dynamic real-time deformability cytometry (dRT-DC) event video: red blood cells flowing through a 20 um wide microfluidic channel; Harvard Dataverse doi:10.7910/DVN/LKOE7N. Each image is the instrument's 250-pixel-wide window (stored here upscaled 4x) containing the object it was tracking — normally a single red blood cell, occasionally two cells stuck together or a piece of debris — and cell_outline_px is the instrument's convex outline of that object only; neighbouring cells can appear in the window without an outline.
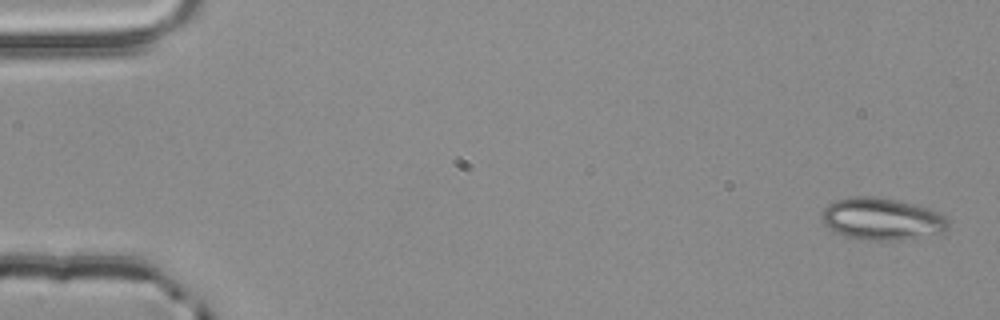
{"species": "common noctule bat (a hibernating species)", "species_latin": "Nyctalus noctula", "temperature_condition": "room temperature", "stored_images_in_passage": 31, "camera_frame_rate_fps": 3000, "um_per_image_px": 0.085, "animal": {"sex": "male", "body_mass_g": 20.4}, "frame": {"image": 1, "passage_image": 1, "time_ms": 0.0, "image_size_px": [1000, 320], "cell_outline_px": [[948, 228], [940, 236], [900, 240], [864, 240], [844, 236], [836, 232], [824, 224], [824, 208], [828, 204], [836, 200], [852, 196], [876, 196], [896, 200], [928, 208], [940, 212], [948, 220]], "centroid_in_image_um": [75.04, 18.63], "position_along_channel_um": 10.0, "area_um2": 31.33}}
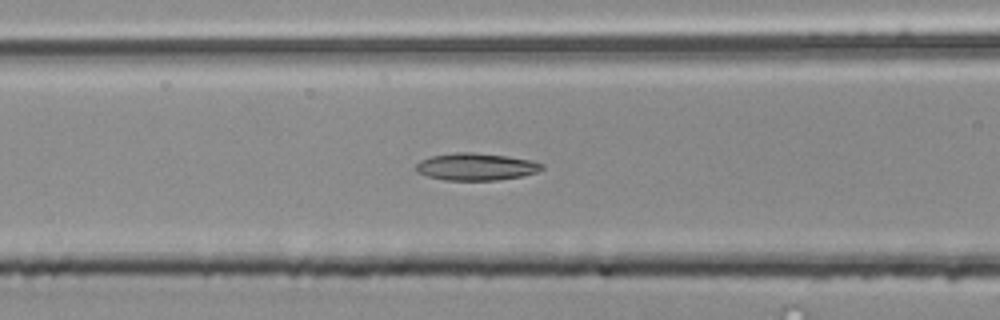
{"frame": {"image": 2, "passage_image": 22, "time_ms": 7.0, "image_size_px": [1000, 320], "cell_outline_px": [[544, 168], [536, 172], [520, 176], [496, 180], [444, 180], [428, 176], [416, 172], [416, 164], [420, 160], [432, 156], [456, 152], [472, 152], [508, 156], [532, 160], [544, 164]], "centroid_in_image_um": [40.46, 14.16], "position_along_channel_um": 126.1, "area_um2": 19.94}}